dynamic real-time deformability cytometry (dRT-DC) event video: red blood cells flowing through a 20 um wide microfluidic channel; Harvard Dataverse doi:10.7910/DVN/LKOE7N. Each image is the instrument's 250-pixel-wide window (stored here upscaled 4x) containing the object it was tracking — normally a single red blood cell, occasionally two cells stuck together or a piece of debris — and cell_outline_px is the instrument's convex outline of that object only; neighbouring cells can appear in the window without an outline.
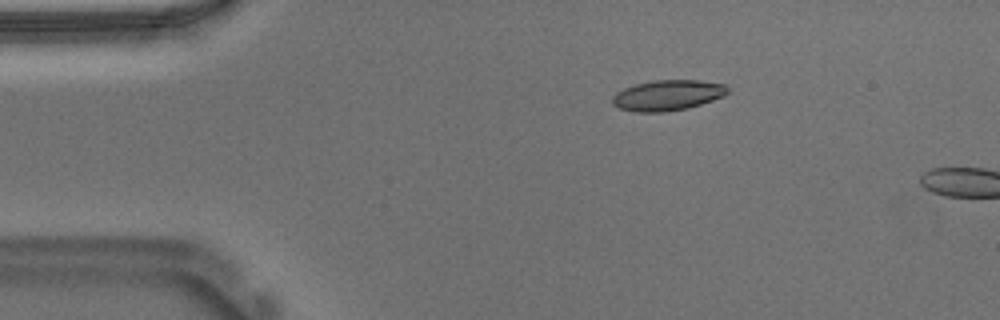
{"species": "Egyptian fruit bat (a non-hibernating species)", "species_latin": "Rousettus aegyptiacus", "temperature_condition": "warm", "stored_images_in_passage": 4, "camera_frame_rate_fps": 3000, "um_per_image_px": 0.085, "animal": {"sex": "male"}, "frame": {"image": 1, "passage_image": 1, "time_ms": 0.0, "image_size_px": [1000, 320], "cell_outline_px": [[728, 92], [724, 96], [688, 108], [664, 112], [636, 112], [620, 108], [612, 104], [612, 96], [616, 92], [624, 88], [636, 84], [652, 80], [700, 80], [728, 84]], "centroid_in_image_um": [56.76, 8.09], "position_along_channel_um": 28.2, "area_um2": 20.63}}